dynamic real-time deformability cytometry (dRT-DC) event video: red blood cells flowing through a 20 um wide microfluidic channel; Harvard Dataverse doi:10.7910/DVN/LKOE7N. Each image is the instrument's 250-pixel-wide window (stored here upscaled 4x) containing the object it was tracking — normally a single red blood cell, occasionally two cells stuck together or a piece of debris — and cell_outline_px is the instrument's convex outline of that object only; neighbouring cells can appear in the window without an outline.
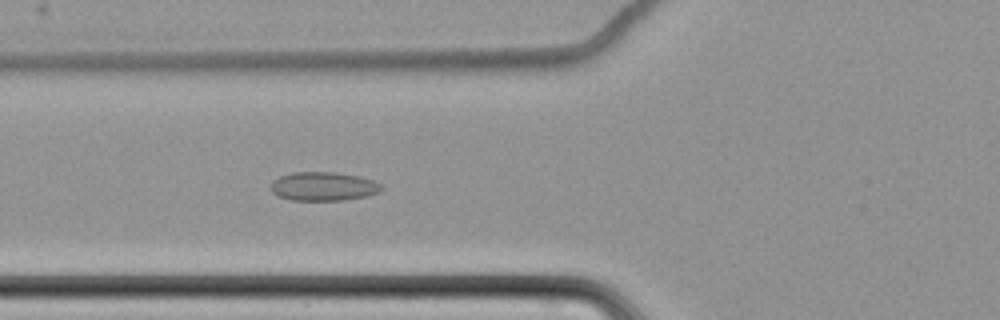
{"species": "common noctule bat (a hibernating species)", "species_latin": "Nyctalus noctula", "temperature_condition": "cold", "stored_images_in_passage": 8, "camera_frame_rate_fps": 3000, "um_per_image_px": 0.085, "animal": {"sex": "female", "body_mass_g": 22.7, "forearm_length_mm": 54.2}, "frame": {"image": 1, "passage_image": 8, "time_ms": 9.333, "image_size_px": [1000, 320], "cell_outline_px": [[384, 188], [380, 192], [368, 196], [344, 200], [292, 200], [276, 196], [272, 192], [272, 180], [280, 176], [292, 172], [336, 172], [356, 176], [372, 180], [380, 184]], "centroid_in_image_um": [27.48, 15.85], "position_along_channel_um": 98.3, "area_um2": 18.61}}